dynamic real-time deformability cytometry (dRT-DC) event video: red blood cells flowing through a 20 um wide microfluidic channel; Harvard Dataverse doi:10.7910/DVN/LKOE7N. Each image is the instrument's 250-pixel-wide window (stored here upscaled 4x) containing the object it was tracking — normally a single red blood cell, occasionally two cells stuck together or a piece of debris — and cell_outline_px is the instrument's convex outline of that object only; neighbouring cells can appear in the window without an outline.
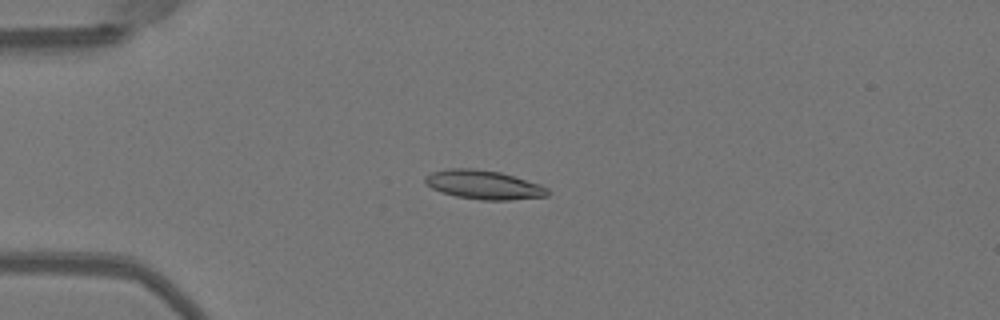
{"species": "Egyptian fruit bat (a non-hibernating species)", "species_latin": "Rousettus aegyptiacus", "temperature_condition": "warm", "stored_images_in_passage": 51, "camera_frame_rate_fps": 3000, "um_per_image_px": 0.085, "animal": {"sex": "female"}, "frame": {"image": 1, "passage_image": 14, "time_ms": 4.333, "image_size_px": [1000, 320], "cell_outline_px": [[548, 196], [508, 200], [480, 200], [456, 196], [440, 192], [424, 184], [424, 176], [432, 172], [448, 168], [472, 168], [500, 172], [540, 184], [548, 188]], "centroid_in_image_um": [41.07, 15.7], "position_along_channel_um": 43.9, "area_um2": 20.75}}
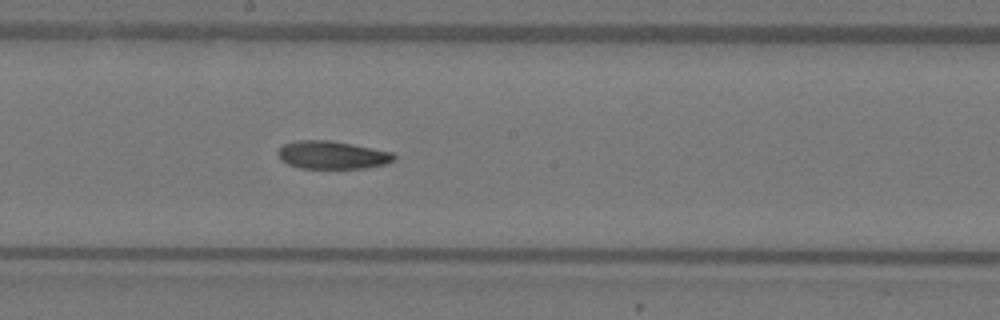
{"frame": {"image": 2, "passage_image": 29, "time_ms": 9.333, "image_size_px": [1000, 320], "cell_outline_px": [[396, 160], [388, 164], [364, 168], [300, 168], [288, 164], [280, 160], [276, 152], [284, 144], [296, 140], [332, 140], [392, 152], [396, 156]], "centroid_in_image_um": [28.24, 13.17], "position_along_channel_um": 220.0, "area_um2": 19.07}}
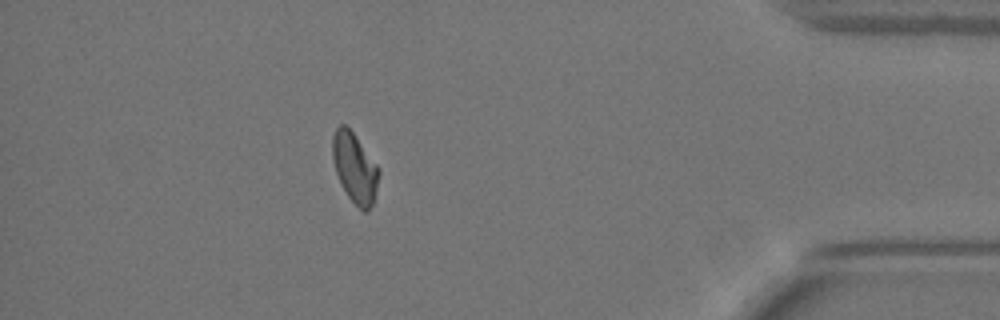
{"frame": {"image": 3, "passage_image": 46, "time_ms": 15.0, "image_size_px": [1000, 320], "cell_outline_px": [[380, 172], [372, 204], [368, 212], [364, 212], [348, 196], [340, 184], [332, 160], [332, 136], [336, 128], [340, 124], [344, 124], [352, 132], [380, 168]], "centroid_in_image_um": [30.14, 14.26], "position_along_channel_um": 405.1, "area_um2": 18.73}, "authors_computed_cell_mechanics": {"area_um2": 19.3052, "velocity_mm_per_s": 4.0234, "shape_relaxation_time_tau1_ms": null, "shape_relaxation_time_tau2_ms": 8.164, "deformation_change_tau1": null, "deformation_change_tau2": 0.1514}}